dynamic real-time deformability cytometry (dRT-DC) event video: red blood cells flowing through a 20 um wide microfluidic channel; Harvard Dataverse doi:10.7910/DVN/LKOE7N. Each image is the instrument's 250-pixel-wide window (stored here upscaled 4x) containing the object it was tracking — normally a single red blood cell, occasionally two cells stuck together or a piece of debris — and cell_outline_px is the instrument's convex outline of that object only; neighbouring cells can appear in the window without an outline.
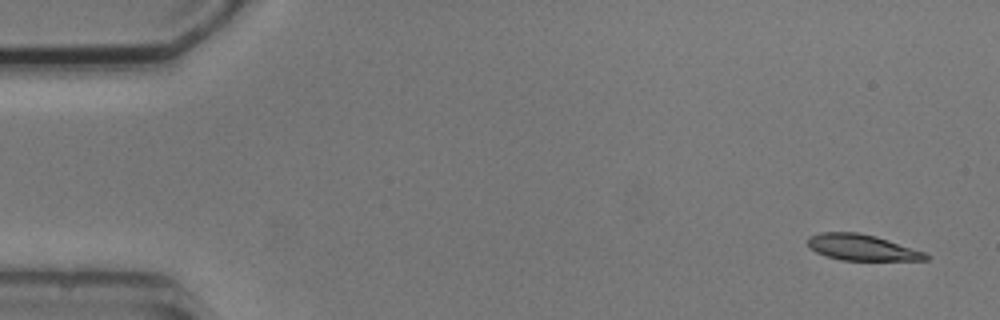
{"species": "common noctule bat (a hibernating species)", "species_latin": "Nyctalus noctula", "temperature_condition": "cold", "stored_images_in_passage": 4, "camera_frame_rate_fps": 3000, "um_per_image_px": 0.085, "animal": {"sex": "male", "body_mass_g": 20.5, "forearm_length_mm": 52.5}, "frame": {"image": 1, "passage_image": 1, "time_ms": 0.0, "image_size_px": [1000, 320], "cell_outline_px": [[932, 256], [928, 260], [840, 260], [816, 252], [808, 244], [808, 236], [820, 232], [856, 232], [876, 236], [924, 252]], "centroid_in_image_um": [73.27, 21.03], "position_along_channel_um": 11.7, "area_um2": 17.74}}
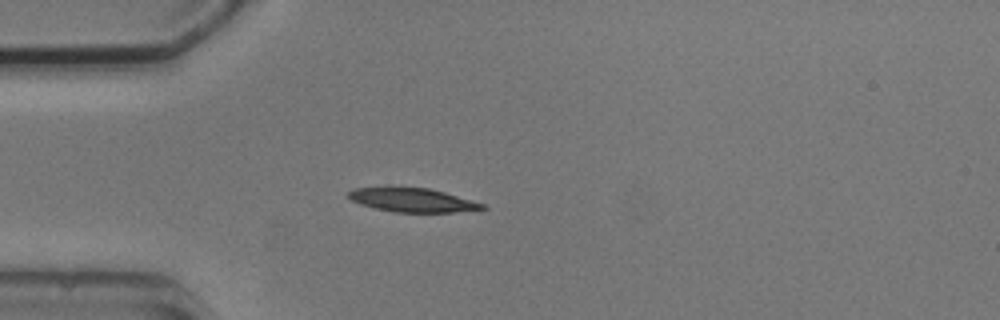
{"frame": {"image": 2, "passage_image": 4, "time_ms": 4.0, "image_size_px": [1000, 320], "cell_outline_px": [[488, 208], [452, 212], [392, 212], [372, 208], [360, 204], [352, 200], [348, 196], [348, 192], [352, 188], [388, 184], [400, 184], [428, 188], [444, 192], [472, 200], [484, 204]], "centroid_in_image_um": [34.93, 16.94], "position_along_channel_um": 50.1, "area_um2": 19.59}}